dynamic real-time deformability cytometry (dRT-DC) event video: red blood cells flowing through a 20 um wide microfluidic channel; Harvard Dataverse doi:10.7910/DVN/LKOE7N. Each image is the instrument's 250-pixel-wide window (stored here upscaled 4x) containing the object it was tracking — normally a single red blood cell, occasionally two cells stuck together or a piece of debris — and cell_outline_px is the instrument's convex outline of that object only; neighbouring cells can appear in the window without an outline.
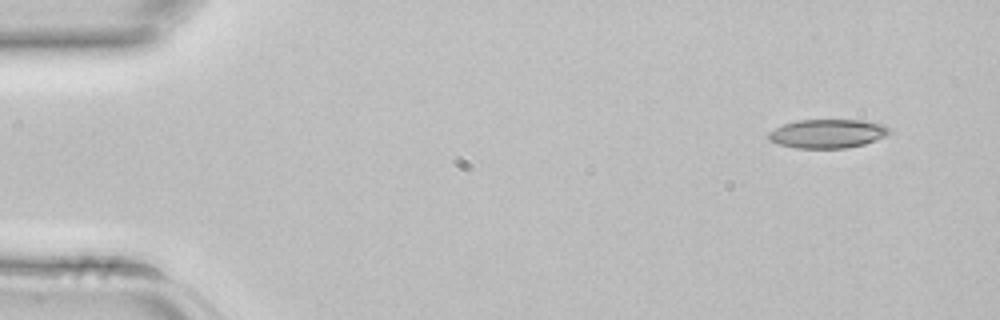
{"species": "common noctule bat (a hibernating species)", "species_latin": "Nyctalus noctula", "temperature_condition": "room temperature", "stored_images_in_passage": 3, "camera_frame_rate_fps": 3000, "um_per_image_px": 0.085, "animal": {"sex": "female", "body_mass_g": 22.7, "forearm_length_mm": 54.2}, "frame": {"image": 1, "passage_image": 1, "time_ms": 0.0, "image_size_px": [1000, 320], "cell_outline_px": [[892, 128], [884, 136], [864, 144], [844, 148], [796, 148], [780, 144], [768, 140], [768, 132], [784, 124], [796, 120], [864, 120], [884, 124]], "centroid_in_image_um": [70.34, 11.35], "position_along_channel_um": 14.7, "area_um2": 20.23}}
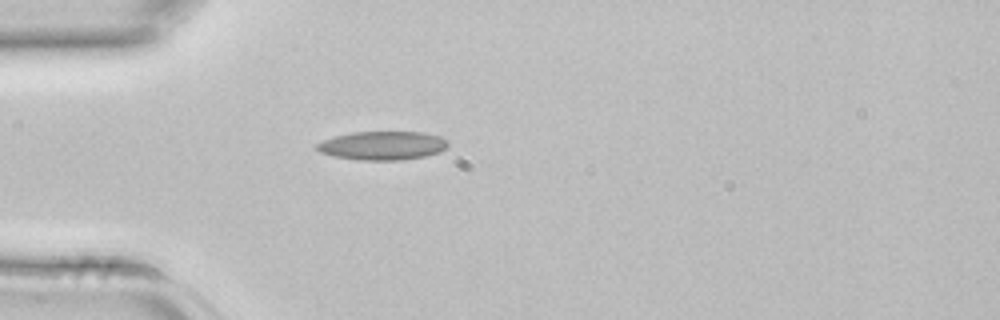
{"frame": {"image": 2, "passage_image": 3, "time_ms": 0.667, "image_size_px": [1000, 320], "cell_outline_px": [[448, 144], [444, 148], [436, 152], [424, 156], [400, 160], [360, 160], [332, 156], [320, 152], [316, 148], [316, 144], [324, 140], [336, 136], [352, 132], [424, 132], [440, 136], [448, 140]], "centroid_in_image_um": [32.5, 12.37], "position_along_channel_um": 52.5, "area_um2": 21.73}}